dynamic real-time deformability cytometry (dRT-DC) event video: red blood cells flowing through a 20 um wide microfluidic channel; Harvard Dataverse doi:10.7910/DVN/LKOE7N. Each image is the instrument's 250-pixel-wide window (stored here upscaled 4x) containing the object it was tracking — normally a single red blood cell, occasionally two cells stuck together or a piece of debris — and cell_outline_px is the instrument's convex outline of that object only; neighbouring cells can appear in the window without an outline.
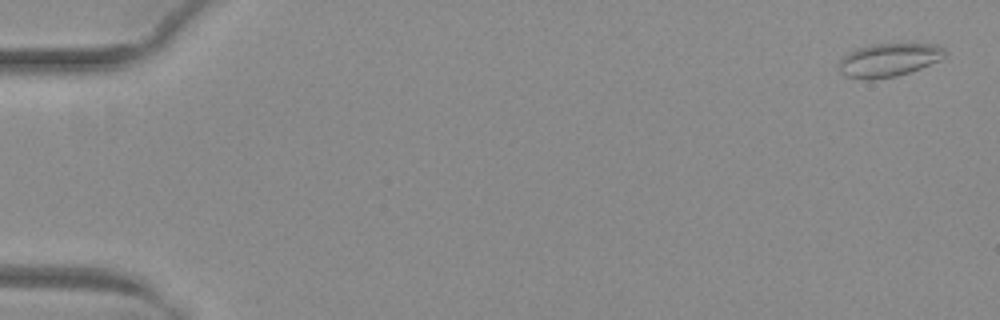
{"species": "common noctule bat (a hibernating species)", "species_latin": "Nyctalus noctula", "temperature_condition": "warm", "stored_images_in_passage": 50, "camera_frame_rate_fps": 3000, "um_per_image_px": 0.085, "animal": {"sex": "female", "body_mass_g": 29.2, "forearm_length_mm": 56.3}, "frame": {"image": 1, "passage_image": 2, "time_ms": 0.333, "image_size_px": [1000, 320], "cell_outline_px": [[948, 52], [940, 60], [920, 68], [896, 76], [872, 80], [868, 80], [844, 76], [840, 72], [840, 60], [848, 52], [856, 48], [868, 44], [908, 40], [940, 44]], "centroid_in_image_um": [75.62, 5.02], "position_along_channel_um": 9.4, "area_um2": 21.73}}
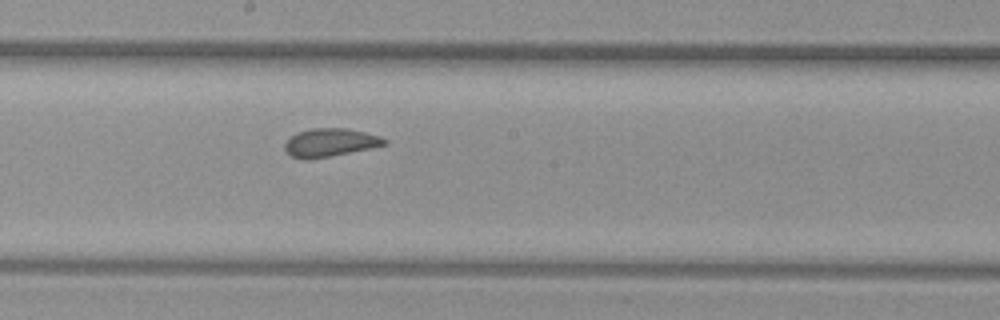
{"frame": {"image": 2, "passage_image": 30, "time_ms": 9.667, "image_size_px": [1000, 320], "cell_outline_px": [[388, 144], [328, 156], [292, 156], [284, 148], [284, 144], [296, 132], [312, 128], [344, 128], [364, 132], [380, 136], [388, 140]], "centroid_in_image_um": [28.11, 12.06], "position_along_channel_um": 220.1, "area_um2": 15.55}}
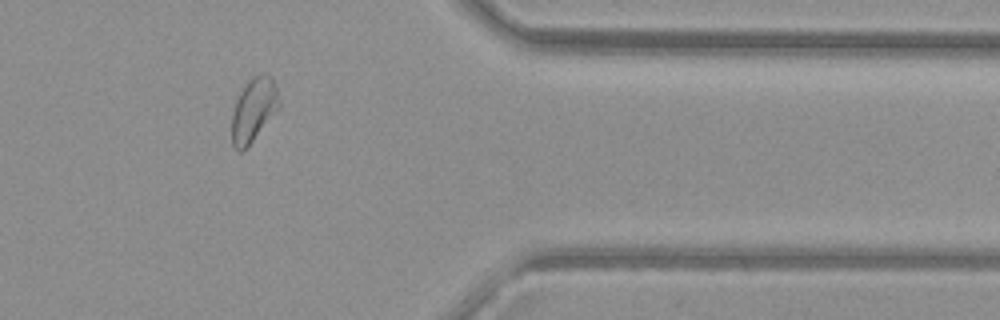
{"frame": {"image": 3, "passage_image": 44, "time_ms": 14.333, "image_size_px": [1000, 320], "cell_outline_px": [[280, 108], [252, 140], [240, 152], [232, 144], [232, 116], [236, 100], [240, 92], [248, 80], [252, 76], [260, 72], [272, 76], [276, 84], [280, 104]], "centroid_in_image_um": [21.58, 9.26], "position_along_channel_um": 389.8, "area_um2": 17.46}, "authors_computed_cell_mechanics": {"area_um2": 17.629, "velocity_mm_per_s": 4.0071, "shape_relaxation_time_tau1_ms": null, "shape_relaxation_time_tau2_ms": 1.0308, "deformation_change_tau1": null, "deformation_change_tau2": 0.0491}}